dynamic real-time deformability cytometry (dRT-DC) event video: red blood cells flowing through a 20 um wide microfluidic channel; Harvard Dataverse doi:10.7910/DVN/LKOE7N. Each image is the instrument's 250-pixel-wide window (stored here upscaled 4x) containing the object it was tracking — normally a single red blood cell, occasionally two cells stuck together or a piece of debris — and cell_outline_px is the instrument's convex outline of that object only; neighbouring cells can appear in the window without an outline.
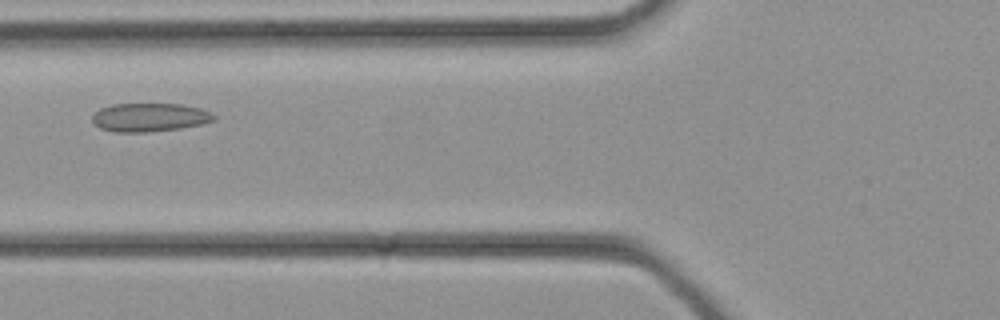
{"species": "common noctule bat (a hibernating species)", "species_latin": "Nyctalus noctula", "temperature_condition": "cold", "stored_images_in_passage": 29, "camera_frame_rate_fps": 3000, "um_per_image_px": 0.085, "animal": {"sex": "female", "body_mass_g": 21.9}, "frame": {"image": 1, "passage_image": 9, "time_ms": 2.667, "image_size_px": [1000, 320], "cell_outline_px": [[216, 120], [200, 124], [180, 128], [148, 132], [116, 132], [100, 128], [92, 120], [92, 116], [100, 108], [112, 104], [180, 104], [200, 108], [212, 112], [216, 116]], "centroid_in_image_um": [12.73, 9.97], "position_along_channel_um": 113.1, "area_um2": 20.17}}
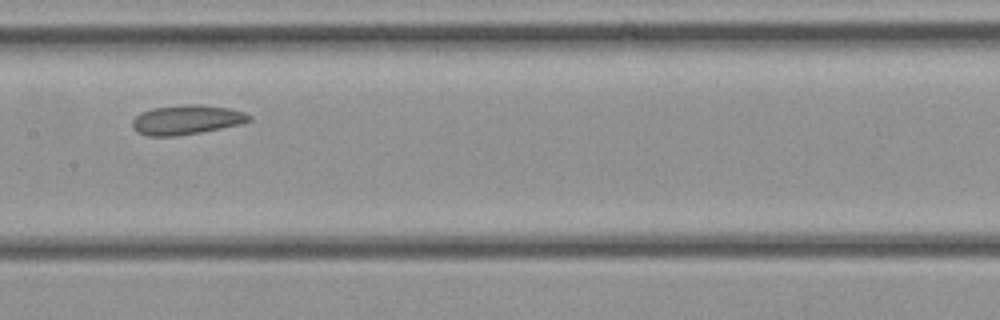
{"frame": {"image": 2, "passage_image": 13, "time_ms": 4.0, "image_size_px": [1000, 320], "cell_outline_px": [[252, 120], [240, 124], [200, 132], [176, 136], [148, 136], [136, 132], [132, 128], [132, 120], [140, 112], [152, 108], [184, 104], [200, 104], [228, 108], [244, 112], [252, 116]], "centroid_in_image_um": [15.83, 10.17], "position_along_channel_um": 191.6, "area_um2": 20.17}}
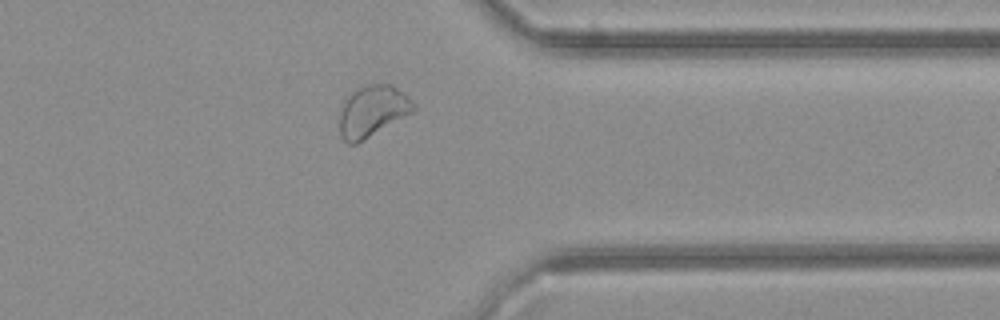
{"frame": {"image": 3, "passage_image": 23, "time_ms": 7.333, "image_size_px": [1000, 320], "cell_outline_px": [[416, 108], [412, 112], [356, 144], [348, 144], [340, 136], [340, 112], [344, 100], [356, 88], [364, 84], [392, 84], [404, 92], [416, 104]], "centroid_in_image_um": [31.65, 9.42], "position_along_channel_um": 379.7, "area_um2": 22.08}}